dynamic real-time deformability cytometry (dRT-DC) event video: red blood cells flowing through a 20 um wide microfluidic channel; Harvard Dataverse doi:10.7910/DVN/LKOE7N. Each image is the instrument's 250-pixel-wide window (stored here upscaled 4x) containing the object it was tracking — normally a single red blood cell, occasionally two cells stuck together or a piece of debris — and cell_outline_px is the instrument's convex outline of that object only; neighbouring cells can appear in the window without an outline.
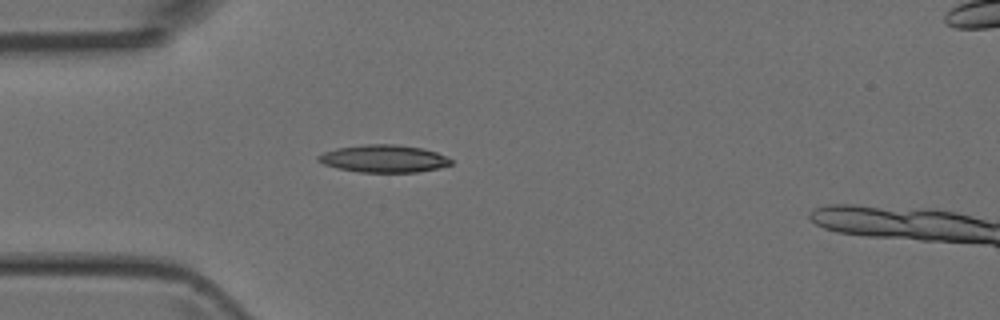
{"species": "Egyptian fruit bat (a non-hibernating species)", "species_latin": "Rousettus aegyptiacus", "temperature_condition": "room temperature", "stored_images_in_passage": 3, "camera_frame_rate_fps": 3000, "um_per_image_px": 0.085, "animal": {"sex": "female"}, "frame": {"image": 1, "passage_image": 3, "time_ms": 2.0, "image_size_px": [1000, 320], "cell_outline_px": [[452, 164], [440, 168], [416, 172], [360, 172], [336, 168], [324, 164], [316, 160], [316, 156], [324, 152], [336, 148], [364, 144], [392, 144], [424, 148], [436, 152], [452, 160]], "centroid_in_image_um": [32.6, 13.48], "position_along_channel_um": 52.4, "area_um2": 21.33}}